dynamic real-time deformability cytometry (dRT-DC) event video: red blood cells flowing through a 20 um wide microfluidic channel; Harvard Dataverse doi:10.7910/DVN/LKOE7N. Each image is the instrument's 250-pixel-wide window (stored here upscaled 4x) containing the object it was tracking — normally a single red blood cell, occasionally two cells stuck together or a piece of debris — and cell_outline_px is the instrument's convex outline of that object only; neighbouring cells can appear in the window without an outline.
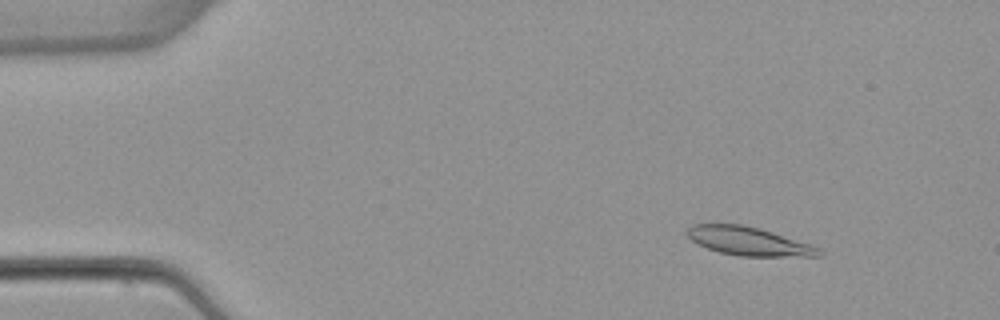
{"species": "common noctule bat (a hibernating species)", "species_latin": "Nyctalus noctula", "temperature_condition": "warm", "stored_images_in_passage": 52, "camera_frame_rate_fps": 3000, "um_per_image_px": 0.085, "animal": {"sex": "female", "body_mass_g": 22.7, "forearm_length_mm": 54.2}, "frame": {"image": 1, "passage_image": 6, "time_ms": 1.667, "image_size_px": [1000, 320], "cell_outline_px": [[824, 256], [740, 256], [720, 252], [708, 248], [692, 240], [684, 232], [692, 224], [744, 224], [760, 228], [812, 244], [820, 248], [824, 252]], "centroid_in_image_um": [63.69, 20.5], "position_along_channel_um": 21.3, "area_um2": 22.02}}
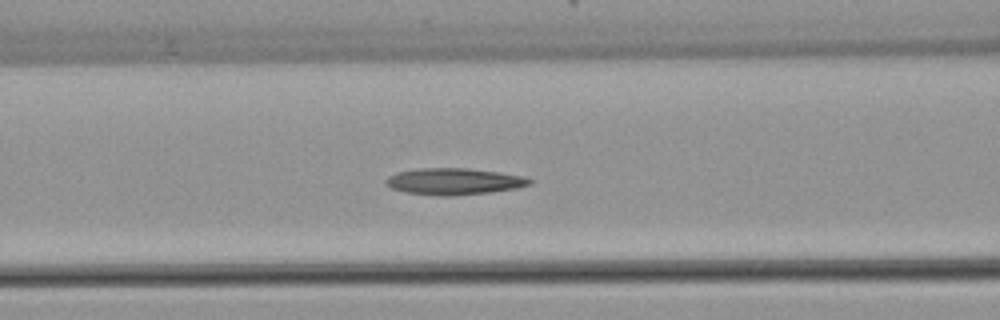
{"frame": {"image": 2, "passage_image": 21, "time_ms": 6.667, "image_size_px": [1000, 320], "cell_outline_px": [[532, 184], [516, 188], [492, 192], [452, 196], [440, 196], [408, 192], [392, 188], [384, 180], [388, 176], [396, 172], [420, 168], [468, 168], [496, 172], [520, 176], [532, 180]], "centroid_in_image_um": [38.58, 15.42], "position_along_channel_um": 128.0, "area_um2": 22.02}}
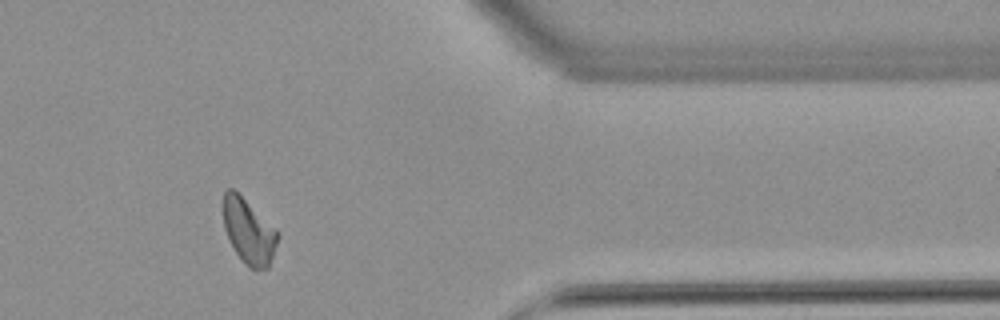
{"frame": {"image": 3, "passage_image": 43, "time_ms": 14.0, "image_size_px": [1000, 320], "cell_outline_px": [[280, 236], [268, 268], [248, 268], [244, 264], [236, 252], [224, 228], [224, 192], [228, 188], [232, 188], [276, 228], [280, 232]], "centroid_in_image_um": [21.17, 19.68], "position_along_channel_um": 390.2, "area_um2": 20.29}, "authors_computed_cell_mechanics": {"area_um2": 21.3571, "velocity_mm_per_s": 3.8731, "shape_relaxation_time_tau1_ms": null, "shape_relaxation_time_tau2_ms": 6.4535, "deformation_change_tau1": null, "deformation_change_tau2": 0.1403}}